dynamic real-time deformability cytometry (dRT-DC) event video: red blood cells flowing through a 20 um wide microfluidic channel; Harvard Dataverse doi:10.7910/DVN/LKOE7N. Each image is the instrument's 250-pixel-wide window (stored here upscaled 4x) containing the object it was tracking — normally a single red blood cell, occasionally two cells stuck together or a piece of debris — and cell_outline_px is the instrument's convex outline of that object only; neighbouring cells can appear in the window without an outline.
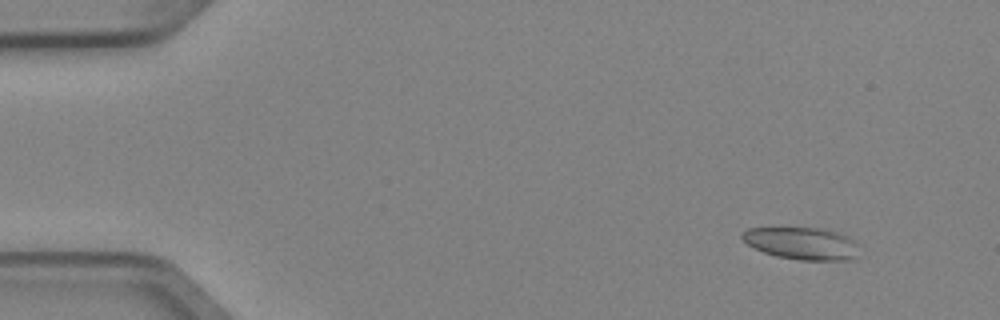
{"species": "Egyptian fruit bat (a non-hibernating species)", "species_latin": "Rousettus aegyptiacus", "temperature_condition": "cold", "stored_images_in_passage": 4, "camera_frame_rate_fps": 3000, "um_per_image_px": 0.085, "animal": {"sex": "female"}, "frame": {"image": 1, "passage_image": 1, "time_ms": 0.0, "image_size_px": [1000, 320], "cell_outline_px": [[856, 256], [852, 260], [800, 260], [776, 256], [764, 252], [748, 244], [740, 236], [748, 228], [828, 228], [844, 232], [852, 240]], "centroid_in_image_um": [68.17, 20.67], "position_along_channel_um": 16.8, "area_um2": 21.85}}
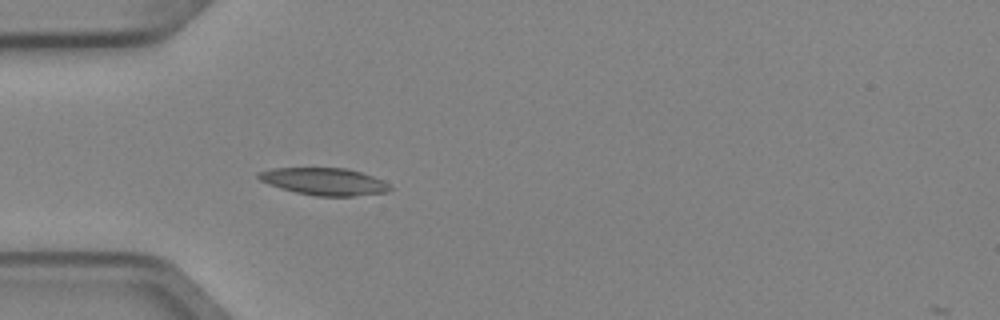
{"frame": {"image": 2, "passage_image": 4, "time_ms": 1.0, "image_size_px": [1000, 320], "cell_outline_px": [[392, 188], [388, 192], [352, 196], [316, 196], [296, 192], [280, 188], [268, 184], [260, 180], [256, 176], [256, 172], [272, 168], [348, 168], [372, 176], [388, 184]], "centroid_in_image_um": [27.51, 15.42], "position_along_channel_um": 57.5, "area_um2": 20.81}}